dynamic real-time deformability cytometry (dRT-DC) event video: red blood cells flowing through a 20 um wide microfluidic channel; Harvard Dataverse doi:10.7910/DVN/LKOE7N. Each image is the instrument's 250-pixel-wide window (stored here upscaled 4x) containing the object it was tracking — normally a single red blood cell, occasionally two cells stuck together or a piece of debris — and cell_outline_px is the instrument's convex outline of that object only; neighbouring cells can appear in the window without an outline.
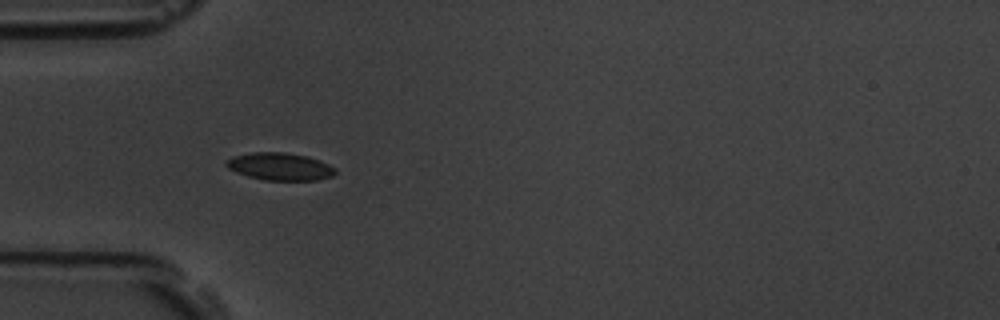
{"species": "common noctule bat (a hibernating species)", "species_latin": "Nyctalus noctula", "temperature_condition": "room temperature", "stored_images_in_passage": 5, "camera_frame_rate_fps": 3000, "um_per_image_px": 0.085, "animal": {"sex": "male", "body_mass_g": 19.5, "forearm_length_mm": 54.6}, "frame": {"image": 1, "passage_image": 1, "time_ms": 0.0, "image_size_px": [1000, 320], "cell_outline_px": [[336, 172], [332, 176], [316, 180], [264, 180], [248, 176], [236, 172], [228, 168], [224, 164], [232, 156], [252, 152], [284, 152], [308, 156], [320, 160], [336, 168]], "centroid_in_image_um": [23.8, 14.15], "position_along_channel_um": 61.2, "area_um2": 17.51}}